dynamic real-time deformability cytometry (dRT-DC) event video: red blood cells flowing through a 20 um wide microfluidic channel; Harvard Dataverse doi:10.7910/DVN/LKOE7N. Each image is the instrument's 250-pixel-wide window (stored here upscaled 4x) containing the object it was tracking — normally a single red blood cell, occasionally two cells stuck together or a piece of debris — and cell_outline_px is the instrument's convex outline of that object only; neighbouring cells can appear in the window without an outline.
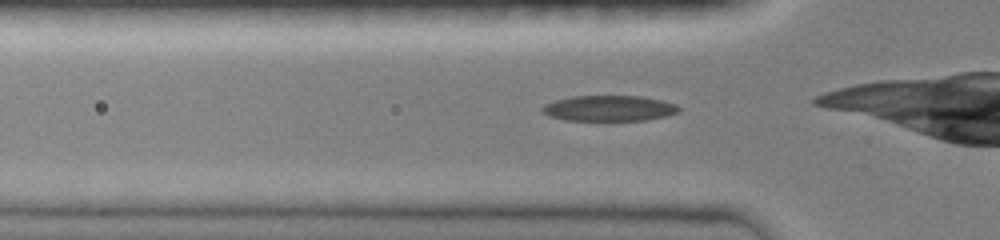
{"species": "common noctule bat (a hibernating species)", "species_latin": "Nyctalus noctula", "temperature_condition": "room temperature", "stored_images_in_passage": 24, "camera_frame_rate_fps": 3000, "um_per_image_px": 0.085, "animal": {"sex": "female", "body_mass_g": 19.0, "forearm_length_mm": 51.5}, "frame": {"image": 1, "passage_image": 7, "time_ms": 2.0, "image_size_px": [1000, 240], "cell_outline_px": [[680, 112], [664, 116], [644, 120], [564, 120], [548, 116], [540, 112], [540, 108], [544, 104], [556, 100], [572, 96], [640, 96], [660, 100], [676, 104], [680, 108]], "centroid_in_image_um": [51.72, 9.2], "position_along_channel_um": 74.1, "area_um2": 20.4}}
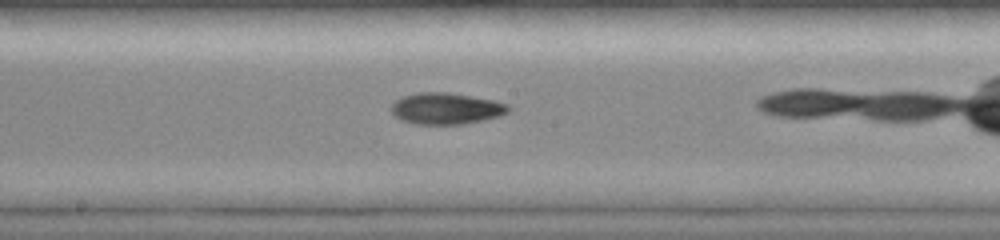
{"frame": {"image": 2, "passage_image": 17, "time_ms": 5.333, "image_size_px": [1000, 240], "cell_outline_px": [[512, 108], [508, 112], [500, 116], [464, 124], [416, 124], [400, 120], [392, 112], [392, 104], [396, 100], [404, 96], [420, 92], [448, 92], [496, 100], [508, 104]], "centroid_in_image_um": [37.96, 9.22], "position_along_channel_um": 210.2, "area_um2": 21.5}}
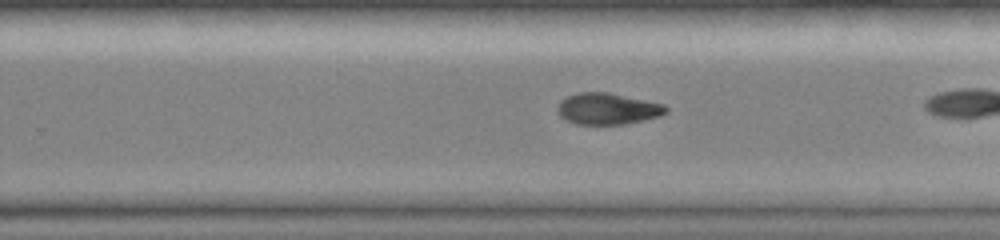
{"frame": {"image": 3, "passage_image": 22, "time_ms": 7.0, "image_size_px": [1000, 240], "cell_outline_px": [[668, 112], [660, 116], [624, 124], [576, 124], [560, 116], [556, 108], [560, 100], [576, 92], [608, 92], [664, 104], [668, 108]], "centroid_in_image_um": [51.64, 9.23], "position_along_channel_um": 278.2, "area_um2": 19.83}}